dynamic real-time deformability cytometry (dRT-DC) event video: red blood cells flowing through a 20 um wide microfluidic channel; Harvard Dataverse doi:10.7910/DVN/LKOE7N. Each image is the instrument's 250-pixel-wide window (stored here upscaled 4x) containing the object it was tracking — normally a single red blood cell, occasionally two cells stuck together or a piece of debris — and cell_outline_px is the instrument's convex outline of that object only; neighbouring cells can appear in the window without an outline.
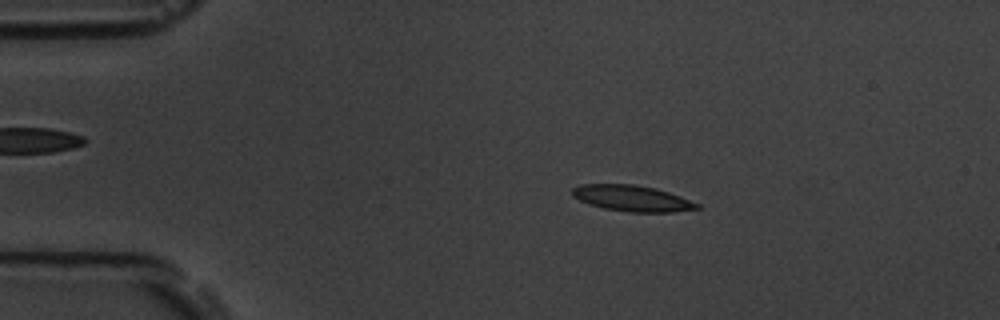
{"species": "common noctule bat (a hibernating species)", "species_latin": "Nyctalus noctula", "temperature_condition": "room temperature", "stored_images_in_passage": 4, "camera_frame_rate_fps": 3000, "um_per_image_px": 0.085, "animal": {"sex": "male", "body_mass_g": 19.5, "forearm_length_mm": 54.6}, "frame": {"image": 1, "passage_image": 2, "time_ms": 1.333, "image_size_px": [1000, 320], "cell_outline_px": [[700, 208], [672, 212], [628, 212], [604, 208], [588, 204], [572, 196], [572, 188], [580, 184], [636, 184], [656, 188], [680, 196], [700, 204]], "centroid_in_image_um": [53.71, 16.85], "position_along_channel_um": 31.3, "area_um2": 18.96}}